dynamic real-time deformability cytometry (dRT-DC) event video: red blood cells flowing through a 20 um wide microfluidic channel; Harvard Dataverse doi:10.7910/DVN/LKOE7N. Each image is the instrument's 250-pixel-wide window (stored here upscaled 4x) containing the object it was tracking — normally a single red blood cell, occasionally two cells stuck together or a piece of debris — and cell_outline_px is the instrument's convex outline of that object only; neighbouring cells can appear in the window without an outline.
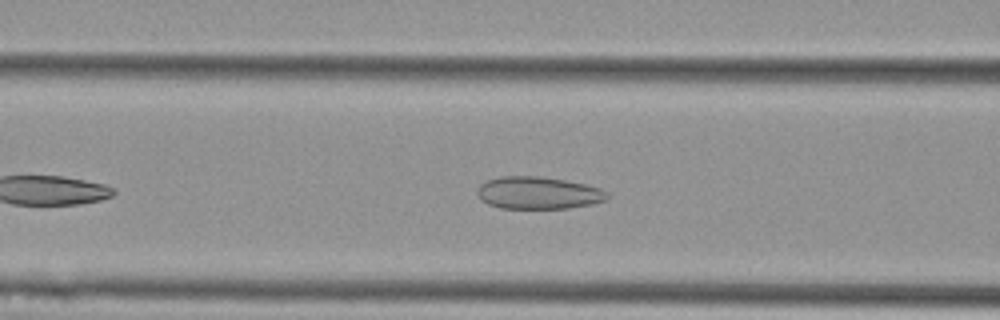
{"species": "Egyptian fruit bat (a non-hibernating species)", "species_latin": "Rousettus aegyptiacus", "temperature_condition": "cold", "stored_images_in_passage": 36, "camera_frame_rate_fps": 3000, "um_per_image_px": 0.085, "animal": {"sex": "female"}, "frame": {"image": 1, "passage_image": 11, "time_ms": 3.333, "image_size_px": [1000, 320], "cell_outline_px": [[608, 200], [592, 204], [568, 208], [500, 208], [488, 204], [480, 200], [476, 192], [480, 184], [488, 180], [500, 176], [540, 176], [564, 180], [584, 184], [600, 188], [608, 192]], "centroid_in_image_um": [45.74, 16.4], "position_along_channel_um": 120.9, "area_um2": 24.57}}
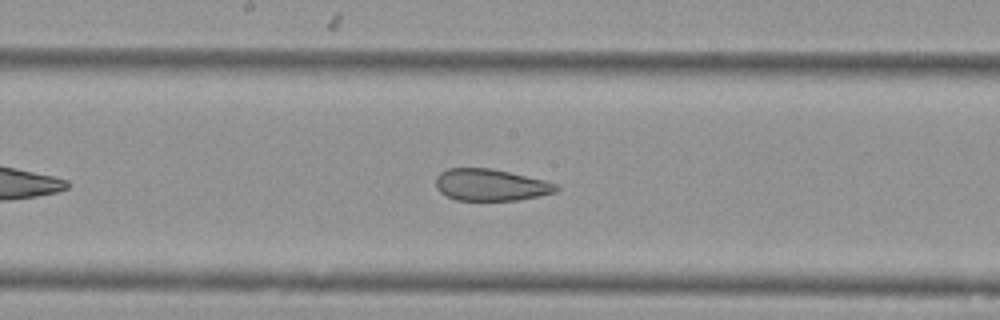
{"frame": {"image": 2, "passage_image": 18, "time_ms": 5.667, "image_size_px": [1000, 320], "cell_outline_px": [[560, 188], [556, 192], [540, 196], [516, 200], [456, 200], [440, 192], [436, 188], [436, 176], [440, 172], [448, 168], [492, 168], [544, 180], [556, 184]], "centroid_in_image_um": [41.7, 15.71], "position_along_channel_um": 206.5, "area_um2": 22.31}}
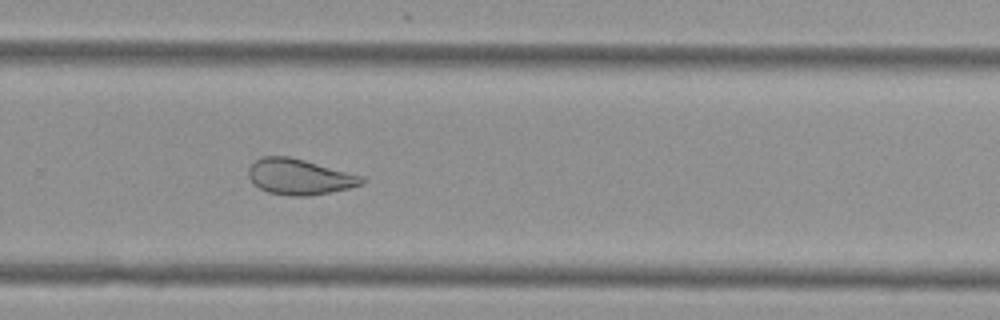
{"frame": {"image": 3, "passage_image": 26, "time_ms": 8.333, "image_size_px": [1000, 320], "cell_outline_px": [[368, 180], [364, 184], [348, 188], [308, 196], [292, 196], [268, 192], [260, 188], [248, 176], [248, 168], [256, 160], [264, 156], [288, 156], [304, 160], [364, 176]], "centroid_in_image_um": [25.49, 15.02], "position_along_channel_um": 304.3, "area_um2": 23.41}}